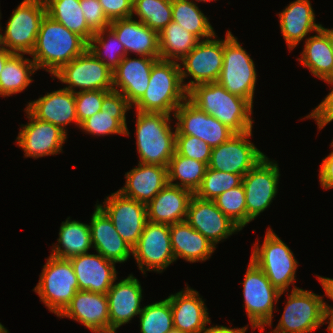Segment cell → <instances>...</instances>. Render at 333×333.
Returning <instances> with one entry per match:
<instances>
[{
  "instance_id": "61",
  "label": "cell",
  "mask_w": 333,
  "mask_h": 333,
  "mask_svg": "<svg viewBox=\"0 0 333 333\" xmlns=\"http://www.w3.org/2000/svg\"><path fill=\"white\" fill-rule=\"evenodd\" d=\"M270 333H281V332H279L277 329L274 328V330L271 331Z\"/></svg>"
},
{
  "instance_id": "52",
  "label": "cell",
  "mask_w": 333,
  "mask_h": 333,
  "mask_svg": "<svg viewBox=\"0 0 333 333\" xmlns=\"http://www.w3.org/2000/svg\"><path fill=\"white\" fill-rule=\"evenodd\" d=\"M319 282L321 283L325 296L327 295L333 301V278L322 277L317 275Z\"/></svg>"
},
{
  "instance_id": "13",
  "label": "cell",
  "mask_w": 333,
  "mask_h": 333,
  "mask_svg": "<svg viewBox=\"0 0 333 333\" xmlns=\"http://www.w3.org/2000/svg\"><path fill=\"white\" fill-rule=\"evenodd\" d=\"M180 61L181 78L187 91L198 84L217 82L223 66V39L215 34L210 39L200 40ZM188 77L193 80L185 83Z\"/></svg>"
},
{
  "instance_id": "8",
  "label": "cell",
  "mask_w": 333,
  "mask_h": 333,
  "mask_svg": "<svg viewBox=\"0 0 333 333\" xmlns=\"http://www.w3.org/2000/svg\"><path fill=\"white\" fill-rule=\"evenodd\" d=\"M241 283L245 304L243 307L246 309L252 329L259 328L261 332L265 330V326L272 327L273 312L276 311L277 301L285 292H280L274 287L264 272L251 259Z\"/></svg>"
},
{
  "instance_id": "40",
  "label": "cell",
  "mask_w": 333,
  "mask_h": 333,
  "mask_svg": "<svg viewBox=\"0 0 333 333\" xmlns=\"http://www.w3.org/2000/svg\"><path fill=\"white\" fill-rule=\"evenodd\" d=\"M87 49L112 71L127 56L124 45L110 28L95 32Z\"/></svg>"
},
{
  "instance_id": "45",
  "label": "cell",
  "mask_w": 333,
  "mask_h": 333,
  "mask_svg": "<svg viewBox=\"0 0 333 333\" xmlns=\"http://www.w3.org/2000/svg\"><path fill=\"white\" fill-rule=\"evenodd\" d=\"M211 147L195 136L176 135L175 152L181 156L195 159L208 165Z\"/></svg>"
},
{
  "instance_id": "5",
  "label": "cell",
  "mask_w": 333,
  "mask_h": 333,
  "mask_svg": "<svg viewBox=\"0 0 333 333\" xmlns=\"http://www.w3.org/2000/svg\"><path fill=\"white\" fill-rule=\"evenodd\" d=\"M258 242L253 245L250 259L264 272L271 284L280 292H289L291 285L292 290L299 289L295 286L299 262L291 249L269 227L263 243Z\"/></svg>"
},
{
  "instance_id": "37",
  "label": "cell",
  "mask_w": 333,
  "mask_h": 333,
  "mask_svg": "<svg viewBox=\"0 0 333 333\" xmlns=\"http://www.w3.org/2000/svg\"><path fill=\"white\" fill-rule=\"evenodd\" d=\"M160 59L180 62L200 41L178 23L171 21L158 33Z\"/></svg>"
},
{
  "instance_id": "21",
  "label": "cell",
  "mask_w": 333,
  "mask_h": 333,
  "mask_svg": "<svg viewBox=\"0 0 333 333\" xmlns=\"http://www.w3.org/2000/svg\"><path fill=\"white\" fill-rule=\"evenodd\" d=\"M115 282L116 280L106 294L110 331H117L122 325L128 324L143 309L141 306L143 289L140 281L133 274H129L127 278Z\"/></svg>"
},
{
  "instance_id": "50",
  "label": "cell",
  "mask_w": 333,
  "mask_h": 333,
  "mask_svg": "<svg viewBox=\"0 0 333 333\" xmlns=\"http://www.w3.org/2000/svg\"><path fill=\"white\" fill-rule=\"evenodd\" d=\"M330 145L333 148V141ZM319 182L325 190L333 188V149L320 165Z\"/></svg>"
},
{
  "instance_id": "33",
  "label": "cell",
  "mask_w": 333,
  "mask_h": 333,
  "mask_svg": "<svg viewBox=\"0 0 333 333\" xmlns=\"http://www.w3.org/2000/svg\"><path fill=\"white\" fill-rule=\"evenodd\" d=\"M316 35L308 36L297 60L318 79L323 81L333 77V48L329 34L319 29Z\"/></svg>"
},
{
  "instance_id": "31",
  "label": "cell",
  "mask_w": 333,
  "mask_h": 333,
  "mask_svg": "<svg viewBox=\"0 0 333 333\" xmlns=\"http://www.w3.org/2000/svg\"><path fill=\"white\" fill-rule=\"evenodd\" d=\"M109 28L124 45L127 55L131 52L136 57H160L158 33L135 17L113 20Z\"/></svg>"
},
{
  "instance_id": "10",
  "label": "cell",
  "mask_w": 333,
  "mask_h": 333,
  "mask_svg": "<svg viewBox=\"0 0 333 333\" xmlns=\"http://www.w3.org/2000/svg\"><path fill=\"white\" fill-rule=\"evenodd\" d=\"M276 328L281 333H311L323 324L327 302L324 297L304 289L291 290Z\"/></svg>"
},
{
  "instance_id": "56",
  "label": "cell",
  "mask_w": 333,
  "mask_h": 333,
  "mask_svg": "<svg viewBox=\"0 0 333 333\" xmlns=\"http://www.w3.org/2000/svg\"><path fill=\"white\" fill-rule=\"evenodd\" d=\"M330 36V41H331V44H332V48H333V28L329 29V28H325V27H322Z\"/></svg>"
},
{
  "instance_id": "17",
  "label": "cell",
  "mask_w": 333,
  "mask_h": 333,
  "mask_svg": "<svg viewBox=\"0 0 333 333\" xmlns=\"http://www.w3.org/2000/svg\"><path fill=\"white\" fill-rule=\"evenodd\" d=\"M97 205L111 219L116 231L133 248L147 222L146 204L123 196L119 191L106 196L103 204Z\"/></svg>"
},
{
  "instance_id": "59",
  "label": "cell",
  "mask_w": 333,
  "mask_h": 333,
  "mask_svg": "<svg viewBox=\"0 0 333 333\" xmlns=\"http://www.w3.org/2000/svg\"><path fill=\"white\" fill-rule=\"evenodd\" d=\"M94 333H117L116 330L112 331H102V332H94Z\"/></svg>"
},
{
  "instance_id": "20",
  "label": "cell",
  "mask_w": 333,
  "mask_h": 333,
  "mask_svg": "<svg viewBox=\"0 0 333 333\" xmlns=\"http://www.w3.org/2000/svg\"><path fill=\"white\" fill-rule=\"evenodd\" d=\"M132 109L125 96L115 90L109 91L103 99L101 111H98L80 124V129L90 135L107 136L120 134L129 136L126 114Z\"/></svg>"
},
{
  "instance_id": "12",
  "label": "cell",
  "mask_w": 333,
  "mask_h": 333,
  "mask_svg": "<svg viewBox=\"0 0 333 333\" xmlns=\"http://www.w3.org/2000/svg\"><path fill=\"white\" fill-rule=\"evenodd\" d=\"M112 72L87 49L64 65L52 76V79L57 78L62 84H67L64 88L74 93L89 90L111 91L113 90Z\"/></svg>"
},
{
  "instance_id": "53",
  "label": "cell",
  "mask_w": 333,
  "mask_h": 333,
  "mask_svg": "<svg viewBox=\"0 0 333 333\" xmlns=\"http://www.w3.org/2000/svg\"><path fill=\"white\" fill-rule=\"evenodd\" d=\"M328 324L327 330L330 333H333V306L328 305L325 306L324 313H323V324Z\"/></svg>"
},
{
  "instance_id": "48",
  "label": "cell",
  "mask_w": 333,
  "mask_h": 333,
  "mask_svg": "<svg viewBox=\"0 0 333 333\" xmlns=\"http://www.w3.org/2000/svg\"><path fill=\"white\" fill-rule=\"evenodd\" d=\"M324 82L331 86L330 93L326 95L324 100H322L318 106L311 110L312 112H310V114L305 116V118H302L314 119L318 126V130L325 128V126L333 119V77Z\"/></svg>"
},
{
  "instance_id": "51",
  "label": "cell",
  "mask_w": 333,
  "mask_h": 333,
  "mask_svg": "<svg viewBox=\"0 0 333 333\" xmlns=\"http://www.w3.org/2000/svg\"><path fill=\"white\" fill-rule=\"evenodd\" d=\"M249 325H246L244 327L238 328V327H234V328H230V327H226L223 325H215V326H211V327H207L201 332V333H245L248 330Z\"/></svg>"
},
{
  "instance_id": "2",
  "label": "cell",
  "mask_w": 333,
  "mask_h": 333,
  "mask_svg": "<svg viewBox=\"0 0 333 333\" xmlns=\"http://www.w3.org/2000/svg\"><path fill=\"white\" fill-rule=\"evenodd\" d=\"M188 99L234 133H244L253 128V105L248 100L231 94L218 82L195 85L188 91Z\"/></svg>"
},
{
  "instance_id": "44",
  "label": "cell",
  "mask_w": 333,
  "mask_h": 333,
  "mask_svg": "<svg viewBox=\"0 0 333 333\" xmlns=\"http://www.w3.org/2000/svg\"><path fill=\"white\" fill-rule=\"evenodd\" d=\"M213 201L219 210L241 229L246 226V197L242 184L225 191Z\"/></svg>"
},
{
  "instance_id": "34",
  "label": "cell",
  "mask_w": 333,
  "mask_h": 333,
  "mask_svg": "<svg viewBox=\"0 0 333 333\" xmlns=\"http://www.w3.org/2000/svg\"><path fill=\"white\" fill-rule=\"evenodd\" d=\"M57 244L52 245V256L70 259L80 254H86L93 248L89 224L67 217L61 223Z\"/></svg>"
},
{
  "instance_id": "23",
  "label": "cell",
  "mask_w": 333,
  "mask_h": 333,
  "mask_svg": "<svg viewBox=\"0 0 333 333\" xmlns=\"http://www.w3.org/2000/svg\"><path fill=\"white\" fill-rule=\"evenodd\" d=\"M160 57L125 56L113 73V90L122 93L133 107L145 94L153 64Z\"/></svg>"
},
{
  "instance_id": "36",
  "label": "cell",
  "mask_w": 333,
  "mask_h": 333,
  "mask_svg": "<svg viewBox=\"0 0 333 333\" xmlns=\"http://www.w3.org/2000/svg\"><path fill=\"white\" fill-rule=\"evenodd\" d=\"M44 2L46 14L50 18L89 42L94 32L86 23L80 0H44Z\"/></svg>"
},
{
  "instance_id": "24",
  "label": "cell",
  "mask_w": 333,
  "mask_h": 333,
  "mask_svg": "<svg viewBox=\"0 0 333 333\" xmlns=\"http://www.w3.org/2000/svg\"><path fill=\"white\" fill-rule=\"evenodd\" d=\"M189 287L171 294L170 301L174 329L184 333H201L211 323L205 299Z\"/></svg>"
},
{
  "instance_id": "22",
  "label": "cell",
  "mask_w": 333,
  "mask_h": 333,
  "mask_svg": "<svg viewBox=\"0 0 333 333\" xmlns=\"http://www.w3.org/2000/svg\"><path fill=\"white\" fill-rule=\"evenodd\" d=\"M57 317L72 319L81 323L93 333L110 331V318L106 294L79 290Z\"/></svg>"
},
{
  "instance_id": "55",
  "label": "cell",
  "mask_w": 333,
  "mask_h": 333,
  "mask_svg": "<svg viewBox=\"0 0 333 333\" xmlns=\"http://www.w3.org/2000/svg\"><path fill=\"white\" fill-rule=\"evenodd\" d=\"M0 31H3V28L0 24ZM5 50L4 40H3V34L0 32V52H3Z\"/></svg>"
},
{
  "instance_id": "42",
  "label": "cell",
  "mask_w": 333,
  "mask_h": 333,
  "mask_svg": "<svg viewBox=\"0 0 333 333\" xmlns=\"http://www.w3.org/2000/svg\"><path fill=\"white\" fill-rule=\"evenodd\" d=\"M139 319L141 333H168L174 329L171 304L167 298L144 306Z\"/></svg>"
},
{
  "instance_id": "43",
  "label": "cell",
  "mask_w": 333,
  "mask_h": 333,
  "mask_svg": "<svg viewBox=\"0 0 333 333\" xmlns=\"http://www.w3.org/2000/svg\"><path fill=\"white\" fill-rule=\"evenodd\" d=\"M243 176L207 168L202 183L194 193L204 200H214L225 191L242 184Z\"/></svg>"
},
{
  "instance_id": "25",
  "label": "cell",
  "mask_w": 333,
  "mask_h": 333,
  "mask_svg": "<svg viewBox=\"0 0 333 333\" xmlns=\"http://www.w3.org/2000/svg\"><path fill=\"white\" fill-rule=\"evenodd\" d=\"M26 109L35 118L54 124L66 134V126L72 122L80 127L76 114L75 93L66 88L46 92L44 96L28 102Z\"/></svg>"
},
{
  "instance_id": "15",
  "label": "cell",
  "mask_w": 333,
  "mask_h": 333,
  "mask_svg": "<svg viewBox=\"0 0 333 333\" xmlns=\"http://www.w3.org/2000/svg\"><path fill=\"white\" fill-rule=\"evenodd\" d=\"M252 130L235 133L211 149L208 168L245 176L266 155L250 141Z\"/></svg>"
},
{
  "instance_id": "28",
  "label": "cell",
  "mask_w": 333,
  "mask_h": 333,
  "mask_svg": "<svg viewBox=\"0 0 333 333\" xmlns=\"http://www.w3.org/2000/svg\"><path fill=\"white\" fill-rule=\"evenodd\" d=\"M125 179V185L117 191L147 205L169 183L168 167L138 163L125 173Z\"/></svg>"
},
{
  "instance_id": "4",
  "label": "cell",
  "mask_w": 333,
  "mask_h": 333,
  "mask_svg": "<svg viewBox=\"0 0 333 333\" xmlns=\"http://www.w3.org/2000/svg\"><path fill=\"white\" fill-rule=\"evenodd\" d=\"M188 98L177 61L158 59L152 66L148 87L133 106L136 111L174 115L177 107Z\"/></svg>"
},
{
  "instance_id": "27",
  "label": "cell",
  "mask_w": 333,
  "mask_h": 333,
  "mask_svg": "<svg viewBox=\"0 0 333 333\" xmlns=\"http://www.w3.org/2000/svg\"><path fill=\"white\" fill-rule=\"evenodd\" d=\"M94 250L114 263H124L132 255V248L120 237L111 219L95 204L89 223Z\"/></svg>"
},
{
  "instance_id": "47",
  "label": "cell",
  "mask_w": 333,
  "mask_h": 333,
  "mask_svg": "<svg viewBox=\"0 0 333 333\" xmlns=\"http://www.w3.org/2000/svg\"><path fill=\"white\" fill-rule=\"evenodd\" d=\"M88 27L95 33L109 28L111 21L106 17L99 0H80Z\"/></svg>"
},
{
  "instance_id": "32",
  "label": "cell",
  "mask_w": 333,
  "mask_h": 333,
  "mask_svg": "<svg viewBox=\"0 0 333 333\" xmlns=\"http://www.w3.org/2000/svg\"><path fill=\"white\" fill-rule=\"evenodd\" d=\"M170 239L175 260L203 262L211 258L216 247L186 221L171 224Z\"/></svg>"
},
{
  "instance_id": "26",
  "label": "cell",
  "mask_w": 333,
  "mask_h": 333,
  "mask_svg": "<svg viewBox=\"0 0 333 333\" xmlns=\"http://www.w3.org/2000/svg\"><path fill=\"white\" fill-rule=\"evenodd\" d=\"M77 277L79 290L107 294L115 280L117 271L114 262L101 254H80L69 259Z\"/></svg>"
},
{
  "instance_id": "14",
  "label": "cell",
  "mask_w": 333,
  "mask_h": 333,
  "mask_svg": "<svg viewBox=\"0 0 333 333\" xmlns=\"http://www.w3.org/2000/svg\"><path fill=\"white\" fill-rule=\"evenodd\" d=\"M139 270L162 273L175 260L170 239V226L147 221L137 244L132 248Z\"/></svg>"
},
{
  "instance_id": "19",
  "label": "cell",
  "mask_w": 333,
  "mask_h": 333,
  "mask_svg": "<svg viewBox=\"0 0 333 333\" xmlns=\"http://www.w3.org/2000/svg\"><path fill=\"white\" fill-rule=\"evenodd\" d=\"M185 221L215 247L220 241L242 230L219 210L213 200H204L196 195L190 200Z\"/></svg>"
},
{
  "instance_id": "49",
  "label": "cell",
  "mask_w": 333,
  "mask_h": 333,
  "mask_svg": "<svg viewBox=\"0 0 333 333\" xmlns=\"http://www.w3.org/2000/svg\"><path fill=\"white\" fill-rule=\"evenodd\" d=\"M99 2L110 21L132 17L133 0H99Z\"/></svg>"
},
{
  "instance_id": "58",
  "label": "cell",
  "mask_w": 333,
  "mask_h": 333,
  "mask_svg": "<svg viewBox=\"0 0 333 333\" xmlns=\"http://www.w3.org/2000/svg\"><path fill=\"white\" fill-rule=\"evenodd\" d=\"M168 333H184V332H181L180 330H177V329H172L170 332Z\"/></svg>"
},
{
  "instance_id": "9",
  "label": "cell",
  "mask_w": 333,
  "mask_h": 333,
  "mask_svg": "<svg viewBox=\"0 0 333 333\" xmlns=\"http://www.w3.org/2000/svg\"><path fill=\"white\" fill-rule=\"evenodd\" d=\"M45 15L44 0H23L6 22L3 31L5 49L15 54L30 55Z\"/></svg>"
},
{
  "instance_id": "7",
  "label": "cell",
  "mask_w": 333,
  "mask_h": 333,
  "mask_svg": "<svg viewBox=\"0 0 333 333\" xmlns=\"http://www.w3.org/2000/svg\"><path fill=\"white\" fill-rule=\"evenodd\" d=\"M33 291L45 307L58 316L79 291V284L69 259L50 255L43 265Z\"/></svg>"
},
{
  "instance_id": "18",
  "label": "cell",
  "mask_w": 333,
  "mask_h": 333,
  "mask_svg": "<svg viewBox=\"0 0 333 333\" xmlns=\"http://www.w3.org/2000/svg\"><path fill=\"white\" fill-rule=\"evenodd\" d=\"M29 122L21 124L16 144L24 151V158L34 159L60 154L67 134L52 123L35 118L26 108Z\"/></svg>"
},
{
  "instance_id": "1",
  "label": "cell",
  "mask_w": 333,
  "mask_h": 333,
  "mask_svg": "<svg viewBox=\"0 0 333 333\" xmlns=\"http://www.w3.org/2000/svg\"><path fill=\"white\" fill-rule=\"evenodd\" d=\"M88 43L79 35L54 21L47 14L42 19L37 40L30 56L36 69L52 76L71 60L83 54Z\"/></svg>"
},
{
  "instance_id": "39",
  "label": "cell",
  "mask_w": 333,
  "mask_h": 333,
  "mask_svg": "<svg viewBox=\"0 0 333 333\" xmlns=\"http://www.w3.org/2000/svg\"><path fill=\"white\" fill-rule=\"evenodd\" d=\"M207 168V164L175 152L168 164V182L195 193L202 183Z\"/></svg>"
},
{
  "instance_id": "16",
  "label": "cell",
  "mask_w": 333,
  "mask_h": 333,
  "mask_svg": "<svg viewBox=\"0 0 333 333\" xmlns=\"http://www.w3.org/2000/svg\"><path fill=\"white\" fill-rule=\"evenodd\" d=\"M173 117L177 120L176 135L195 136L211 148L219 146L235 134L218 119L200 110L188 98L177 107Z\"/></svg>"
},
{
  "instance_id": "3",
  "label": "cell",
  "mask_w": 333,
  "mask_h": 333,
  "mask_svg": "<svg viewBox=\"0 0 333 333\" xmlns=\"http://www.w3.org/2000/svg\"><path fill=\"white\" fill-rule=\"evenodd\" d=\"M135 113V144L139 163L168 167L176 145V127H171L173 115L142 111Z\"/></svg>"
},
{
  "instance_id": "30",
  "label": "cell",
  "mask_w": 333,
  "mask_h": 333,
  "mask_svg": "<svg viewBox=\"0 0 333 333\" xmlns=\"http://www.w3.org/2000/svg\"><path fill=\"white\" fill-rule=\"evenodd\" d=\"M277 15L281 34L289 51H292L303 39L306 40L309 33H316L323 27L322 24L316 23L310 0H295Z\"/></svg>"
},
{
  "instance_id": "29",
  "label": "cell",
  "mask_w": 333,
  "mask_h": 333,
  "mask_svg": "<svg viewBox=\"0 0 333 333\" xmlns=\"http://www.w3.org/2000/svg\"><path fill=\"white\" fill-rule=\"evenodd\" d=\"M193 195L194 193L186 188L168 183L146 205L147 221L167 225L185 221Z\"/></svg>"
},
{
  "instance_id": "38",
  "label": "cell",
  "mask_w": 333,
  "mask_h": 333,
  "mask_svg": "<svg viewBox=\"0 0 333 333\" xmlns=\"http://www.w3.org/2000/svg\"><path fill=\"white\" fill-rule=\"evenodd\" d=\"M208 20L207 15H204L193 0H172V21L199 40L210 39L216 34Z\"/></svg>"
},
{
  "instance_id": "60",
  "label": "cell",
  "mask_w": 333,
  "mask_h": 333,
  "mask_svg": "<svg viewBox=\"0 0 333 333\" xmlns=\"http://www.w3.org/2000/svg\"><path fill=\"white\" fill-rule=\"evenodd\" d=\"M197 1H198V2H202V1H203V2H210V1H213V0H195V2H197ZM214 1H217V0H214Z\"/></svg>"
},
{
  "instance_id": "54",
  "label": "cell",
  "mask_w": 333,
  "mask_h": 333,
  "mask_svg": "<svg viewBox=\"0 0 333 333\" xmlns=\"http://www.w3.org/2000/svg\"><path fill=\"white\" fill-rule=\"evenodd\" d=\"M14 53L8 51V50H4L3 52H0V73L4 68V65L6 63V61L13 55Z\"/></svg>"
},
{
  "instance_id": "46",
  "label": "cell",
  "mask_w": 333,
  "mask_h": 333,
  "mask_svg": "<svg viewBox=\"0 0 333 333\" xmlns=\"http://www.w3.org/2000/svg\"><path fill=\"white\" fill-rule=\"evenodd\" d=\"M108 90H89L75 93L76 114L78 123L101 111L104 96Z\"/></svg>"
},
{
  "instance_id": "11",
  "label": "cell",
  "mask_w": 333,
  "mask_h": 333,
  "mask_svg": "<svg viewBox=\"0 0 333 333\" xmlns=\"http://www.w3.org/2000/svg\"><path fill=\"white\" fill-rule=\"evenodd\" d=\"M279 166L277 161L262 158L245 176L242 185L246 197V225L264 212L278 193Z\"/></svg>"
},
{
  "instance_id": "57",
  "label": "cell",
  "mask_w": 333,
  "mask_h": 333,
  "mask_svg": "<svg viewBox=\"0 0 333 333\" xmlns=\"http://www.w3.org/2000/svg\"><path fill=\"white\" fill-rule=\"evenodd\" d=\"M0 333H9V331L0 323Z\"/></svg>"
},
{
  "instance_id": "41",
  "label": "cell",
  "mask_w": 333,
  "mask_h": 333,
  "mask_svg": "<svg viewBox=\"0 0 333 333\" xmlns=\"http://www.w3.org/2000/svg\"><path fill=\"white\" fill-rule=\"evenodd\" d=\"M134 15L159 33L172 21V0H133L132 17Z\"/></svg>"
},
{
  "instance_id": "35",
  "label": "cell",
  "mask_w": 333,
  "mask_h": 333,
  "mask_svg": "<svg viewBox=\"0 0 333 333\" xmlns=\"http://www.w3.org/2000/svg\"><path fill=\"white\" fill-rule=\"evenodd\" d=\"M25 54H13L0 73V96L10 97L23 92L34 81L31 76L38 71L32 59Z\"/></svg>"
},
{
  "instance_id": "6",
  "label": "cell",
  "mask_w": 333,
  "mask_h": 333,
  "mask_svg": "<svg viewBox=\"0 0 333 333\" xmlns=\"http://www.w3.org/2000/svg\"><path fill=\"white\" fill-rule=\"evenodd\" d=\"M237 37L227 30L223 39V66L217 82L231 94L254 103L257 72L253 59Z\"/></svg>"
}]
</instances>
